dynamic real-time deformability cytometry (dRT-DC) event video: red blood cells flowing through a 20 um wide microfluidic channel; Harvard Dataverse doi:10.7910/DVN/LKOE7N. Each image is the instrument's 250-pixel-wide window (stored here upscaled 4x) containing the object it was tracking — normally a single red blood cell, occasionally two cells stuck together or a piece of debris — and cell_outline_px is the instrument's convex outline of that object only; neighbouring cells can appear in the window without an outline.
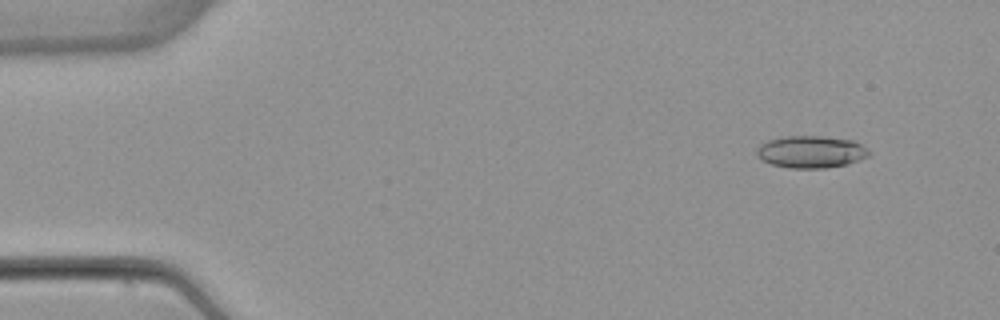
{"species": "common noctule bat (a hibernating species)", "species_latin": "Nyctalus noctula", "temperature_condition": "warm", "stored_images_in_passage": 53, "camera_frame_rate_fps": 3000, "um_per_image_px": 0.085, "animal": {"sex": "female", "body_mass_g": 22.7, "forearm_length_mm": 54.2}, "frame": {"image": 1, "passage_image": 5, "time_ms": 1.333, "image_size_px": [1000, 320], "cell_outline_px": [[872, 152], [868, 156], [860, 160], [848, 164], [824, 168], [788, 168], [772, 164], [760, 160], [756, 156], [756, 148], [760, 144], [768, 140], [780, 136], [824, 136], [852, 140], [868, 148]], "centroid_in_image_um": [68.92, 12.9], "position_along_channel_um": 16.1, "area_um2": 21.39}}
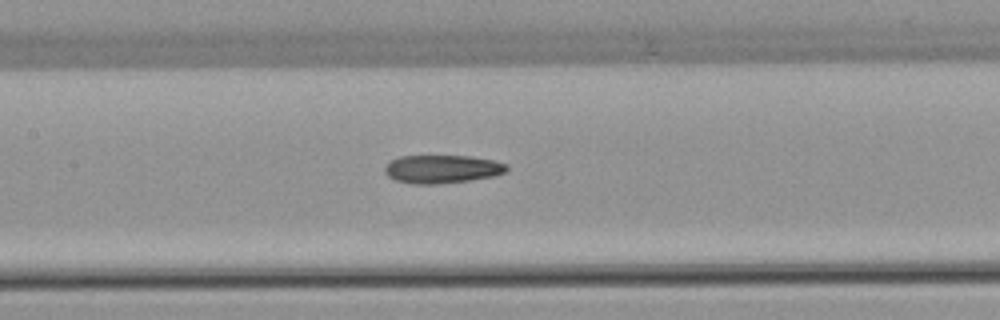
{"frame": {"image": 2, "passage_image": 25, "time_ms": 8.0, "image_size_px": [1000, 320], "cell_outline_px": [[508, 168], [504, 172], [496, 176], [468, 180], [436, 184], [412, 184], [396, 180], [388, 176], [384, 172], [384, 168], [388, 160], [400, 156], [472, 156], [492, 160], [508, 164]], "centroid_in_image_um": [37.55, 14.36], "position_along_channel_um": 169.9, "area_um2": 20.17}}
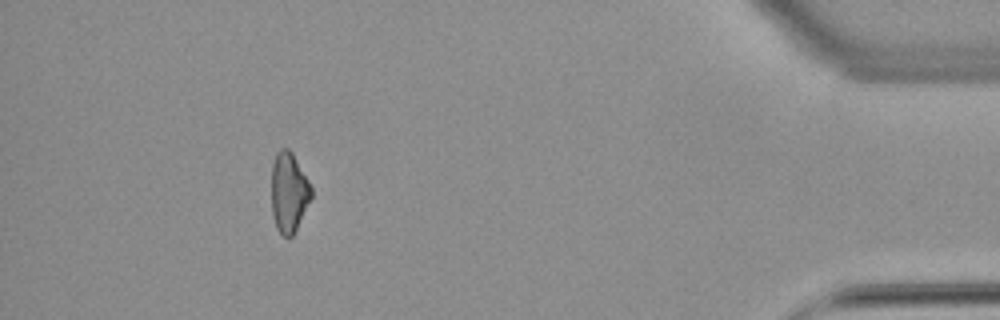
{"frame": {"image": 3, "passage_image": 48, "time_ms": 15.667, "image_size_px": [1000, 320], "cell_outline_px": [[312, 196], [292, 236], [284, 236], [276, 228], [272, 216], [272, 164], [276, 152], [280, 148], [288, 148], [292, 152], [308, 180], [312, 188]], "centroid_in_image_um": [24.54, 16.32], "position_along_channel_um": 410.7, "area_um2": 18.38}, "authors_computed_cell_mechanics": {"area_um2": 20.2878, "velocity_mm_per_s": 3.9145, "shape_relaxation_time_tau1_ms": null, "shape_relaxation_time_tau2_ms": 8.9651, "deformation_change_tau1": null, "deformation_change_tau2": 0.2146}}